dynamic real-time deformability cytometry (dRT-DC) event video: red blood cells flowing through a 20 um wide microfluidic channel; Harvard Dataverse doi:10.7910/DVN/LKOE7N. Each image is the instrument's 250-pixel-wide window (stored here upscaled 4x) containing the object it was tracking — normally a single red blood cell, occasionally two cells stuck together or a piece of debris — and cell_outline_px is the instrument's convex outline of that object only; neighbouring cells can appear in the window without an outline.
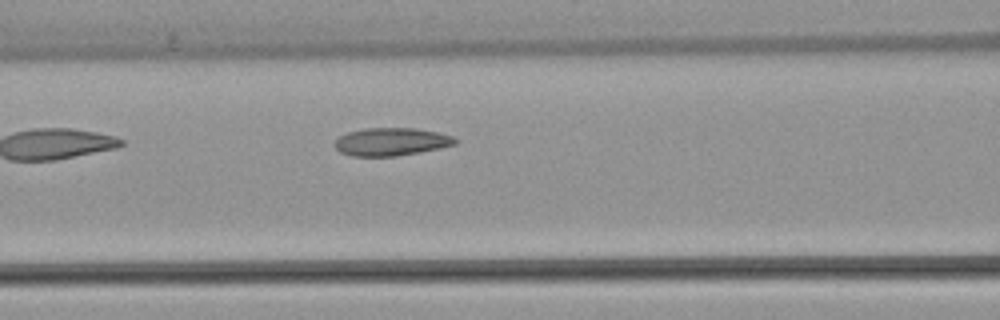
{"species": "common noctule bat (a hibernating species)", "species_latin": "Nyctalus noctula", "temperature_condition": "warm", "stored_images_in_passage": 5, "camera_frame_rate_fps": 3000, "um_per_image_px": 0.085, "animal": {"sex": "female", "body_mass_g": 22.7, "forearm_length_mm": 54.2}, "frame": {"image": 1, "passage_image": 5, "time_ms": 5.0, "image_size_px": [1000, 320], "cell_outline_px": [[460, 140], [456, 144], [440, 148], [420, 152], [396, 156], [352, 156], [340, 152], [336, 148], [336, 140], [340, 136], [348, 132], [364, 128], [416, 128], [436, 132], [452, 136]], "centroid_in_image_um": [33.29, 12.05], "position_along_channel_um": 133.3, "area_um2": 19.54}}